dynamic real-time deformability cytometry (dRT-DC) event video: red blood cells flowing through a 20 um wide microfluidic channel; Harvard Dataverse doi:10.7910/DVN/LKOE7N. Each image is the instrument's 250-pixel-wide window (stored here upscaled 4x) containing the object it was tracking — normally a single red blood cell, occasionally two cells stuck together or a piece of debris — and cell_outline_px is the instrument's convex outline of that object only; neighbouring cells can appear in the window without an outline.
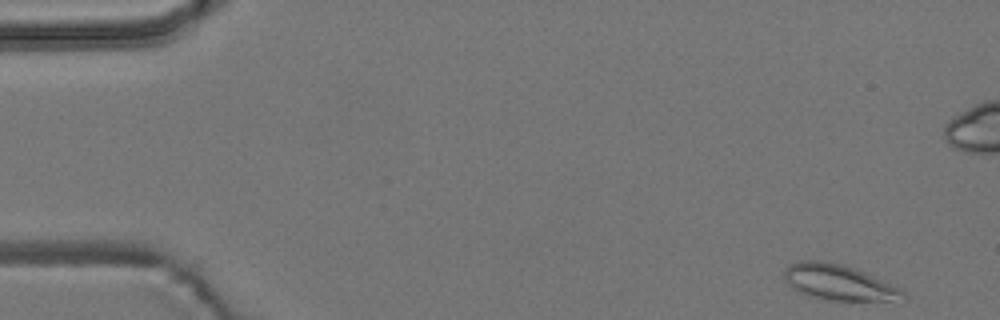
{"species": "common noctule bat (a hibernating species)", "species_latin": "Nyctalus noctula", "temperature_condition": "room temperature", "stored_images_in_passage": 5, "camera_frame_rate_fps": 3000, "um_per_image_px": 0.085, "animal": {"sex": "male", "body_mass_g": 19.2, "forearm_length_mm": 51.8}, "frame": {"image": 1, "passage_image": 1, "time_ms": 0.0, "image_size_px": [1000, 320], "cell_outline_px": [[908, 300], [900, 304], [824, 300], [808, 296], [792, 288], [784, 280], [784, 268], [788, 264], [800, 260], [820, 260], [840, 264], [864, 272], [904, 292]], "centroid_in_image_um": [71.35, 24.08], "position_along_channel_um": 13.6, "area_um2": 25.55}}